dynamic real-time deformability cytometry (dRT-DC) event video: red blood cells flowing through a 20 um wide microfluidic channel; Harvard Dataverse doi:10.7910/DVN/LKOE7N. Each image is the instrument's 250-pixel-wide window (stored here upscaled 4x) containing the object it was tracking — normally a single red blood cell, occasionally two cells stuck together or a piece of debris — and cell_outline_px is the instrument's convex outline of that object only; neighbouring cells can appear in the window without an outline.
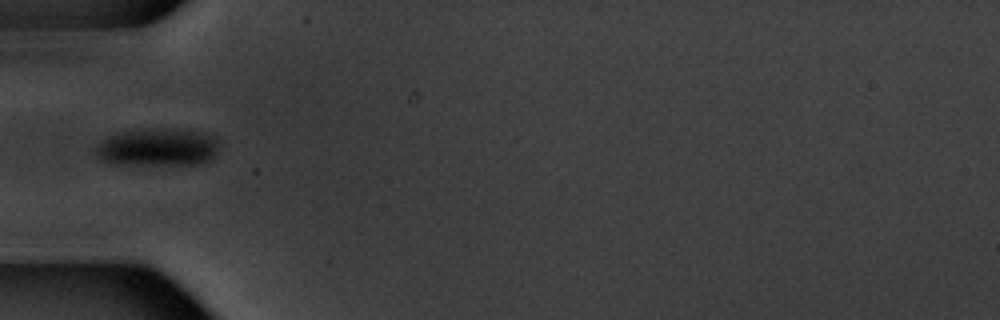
{"species": "common noctule bat (a hibernating species)", "species_latin": "Nyctalus noctula", "temperature_condition": "warm", "stored_images_in_passage": 13, "camera_frame_rate_fps": 3000, "um_per_image_px": 0.085, "animal": {"sex": "male", "body_mass_g": 20.1, "forearm_length_mm": 53.5}, "frame": {"image": 1, "passage_image": 6, "time_ms": 6.667, "image_size_px": [1000, 320], "cell_outline_px": [[216, 152], [208, 160], [196, 164], [112, 164], [100, 160], [96, 156], [92, 148], [100, 140], [108, 136], [120, 132], [200, 132], [212, 136], [216, 140]], "centroid_in_image_um": [13.25, 12.59], "position_along_channel_um": 71.7, "area_um2": 25.78}}
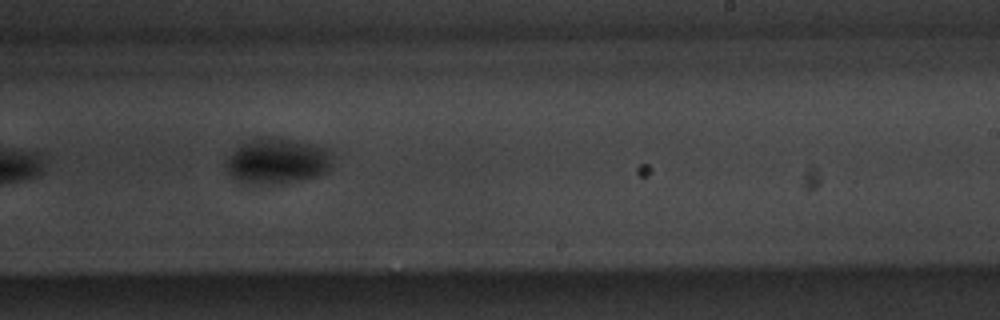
{"frame": {"image": 2, "passage_image": 11, "time_ms": 12.333, "image_size_px": [1000, 320], "cell_outline_px": [[332, 168], [316, 176], [284, 184], [256, 184], [236, 180], [228, 172], [224, 164], [228, 156], [236, 148], [248, 140], [260, 136], [268, 136], [288, 140], [324, 148], [328, 152]], "centroid_in_image_um": [23.49, 13.71], "position_along_channel_um": 265.5, "area_um2": 27.98}}